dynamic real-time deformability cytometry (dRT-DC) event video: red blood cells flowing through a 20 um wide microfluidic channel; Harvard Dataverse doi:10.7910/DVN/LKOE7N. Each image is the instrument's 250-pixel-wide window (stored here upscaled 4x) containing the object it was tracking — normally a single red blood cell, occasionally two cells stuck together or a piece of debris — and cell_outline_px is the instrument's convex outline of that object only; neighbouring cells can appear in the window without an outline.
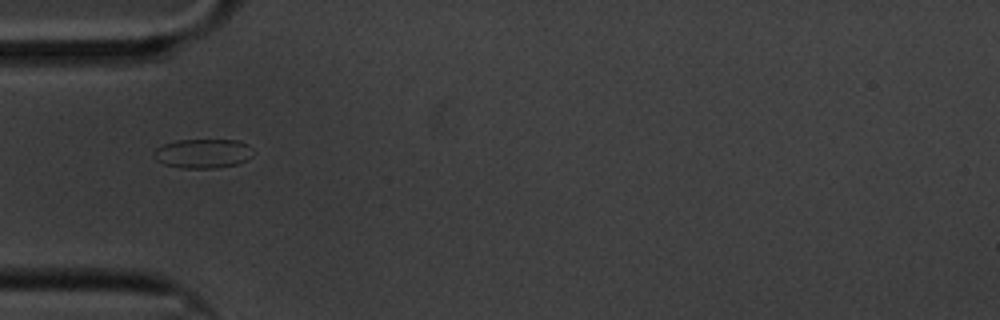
{"species": "common noctule bat (a hibernating species)", "species_latin": "Nyctalus noctula", "temperature_condition": "cold", "stored_images_in_passage": 42, "camera_frame_rate_fps": 3000, "um_per_image_px": 0.085, "animal": {"sex": "male", "body_mass_g": 20.1, "forearm_length_mm": 53.5}, "frame": {"image": 1, "passage_image": 1, "time_ms": 0.0, "image_size_px": [1000, 320], "cell_outline_px": [[256, 152], [252, 156], [236, 164], [216, 168], [180, 168], [164, 164], [156, 160], [152, 156], [152, 152], [156, 148], [164, 144], [176, 140], [236, 140], [248, 144]], "centroid_in_image_um": [17.23, 13.04], "position_along_channel_um": 67.8, "area_um2": 17.11}}
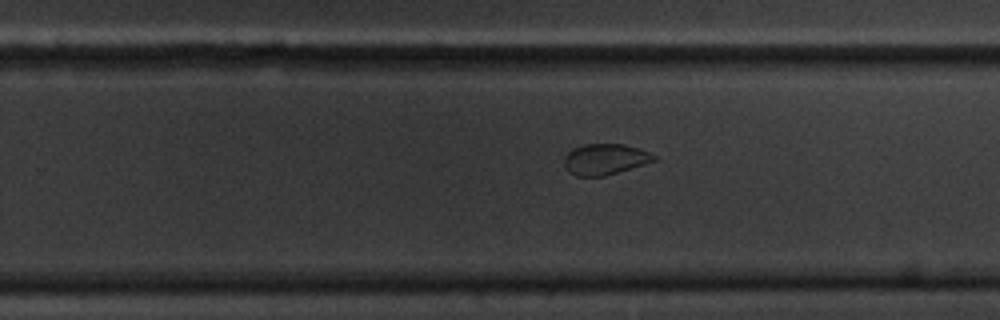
{"frame": {"image": 2, "passage_image": 20, "time_ms": 6.333, "image_size_px": [1000, 320], "cell_outline_px": [[656, 160], [604, 176], [576, 176], [568, 172], [564, 164], [564, 156], [572, 148], [584, 144], [624, 144], [648, 152], [656, 156]], "centroid_in_image_um": [51.37, 13.53], "position_along_channel_um": 278.4, "area_um2": 16.01}}
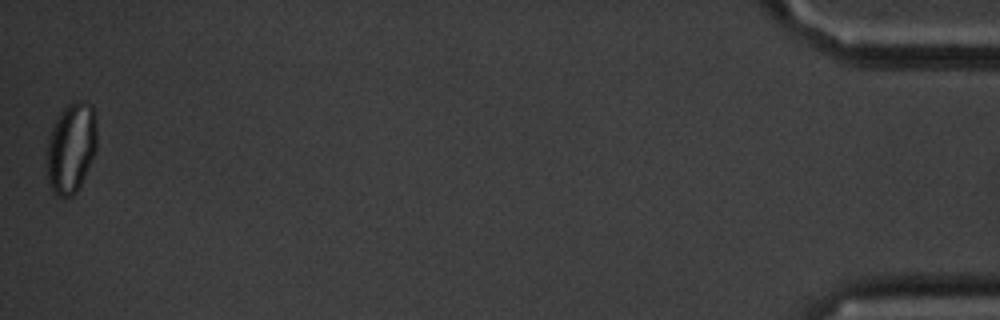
{"frame": {"image": 3, "passage_image": 42, "time_ms": 13.667, "image_size_px": [1000, 320], "cell_outline_px": [[96, 148], [84, 176], [76, 192], [72, 196], [60, 196], [52, 192], [48, 180], [48, 136], [60, 112], [68, 104], [80, 100], [92, 104], [96, 120]], "centroid_in_image_um": [6.05, 12.53], "position_along_channel_um": 429.1, "area_um2": 25.95}, "authors_computed_cell_mechanics": {"area_um2": 17.6001, "velocity_mm_per_s": 3.3278, "shape_relaxation_time_tau1_ms": 5.7747, "shape_relaxation_time_tau2_ms": 1.7408, "deformation_change_tau1": 0.0847, "deformation_change_tau2": 0.0544}}